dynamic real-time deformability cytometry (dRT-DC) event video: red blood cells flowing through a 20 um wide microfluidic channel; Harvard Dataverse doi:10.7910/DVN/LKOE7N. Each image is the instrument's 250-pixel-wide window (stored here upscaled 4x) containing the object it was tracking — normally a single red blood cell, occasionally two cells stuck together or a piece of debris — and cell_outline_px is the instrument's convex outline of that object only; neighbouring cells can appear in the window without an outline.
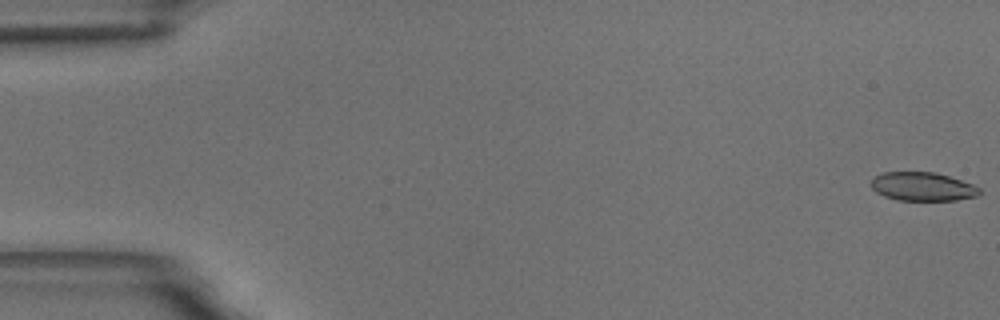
{"species": "common noctule bat (a hibernating species)", "species_latin": "Nyctalus noctula", "temperature_condition": "room temperature", "stored_images_in_passage": 54, "camera_frame_rate_fps": 3000, "um_per_image_px": 0.085, "animal": {"sex": "male", "body_mass_g": 18.8}, "frame": {"image": 1, "passage_image": 1, "time_ms": 0.0, "image_size_px": [1000, 320], "cell_outline_px": [[980, 192], [976, 196], [956, 200], [896, 200], [884, 196], [876, 192], [872, 188], [872, 180], [876, 176], [884, 172], [936, 172], [972, 184], [980, 188]], "centroid_in_image_um": [78.41, 15.86], "position_along_channel_um": 6.6, "area_um2": 17.92}}
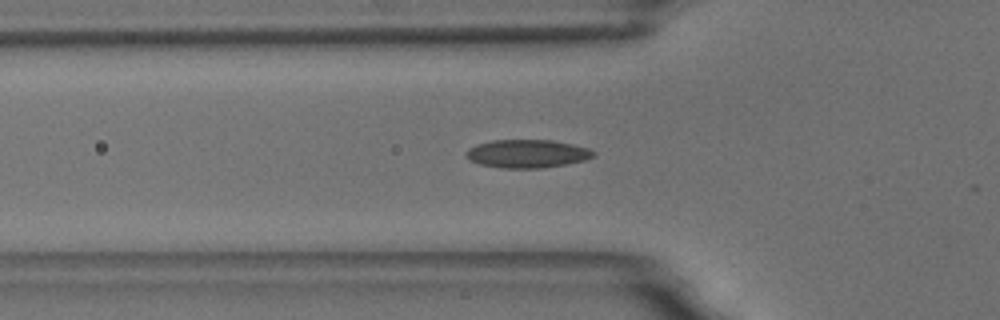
{"frame": {"image": 2, "passage_image": 20, "time_ms": 6.333, "image_size_px": [1000, 320], "cell_outline_px": [[596, 152], [592, 156], [584, 160], [544, 168], [504, 168], [480, 164], [464, 156], [464, 152], [468, 148], [476, 144], [492, 140], [552, 140], [572, 144], [588, 148]], "centroid_in_image_um": [44.77, 13.05], "position_along_channel_um": 81.0, "area_um2": 20.87}}
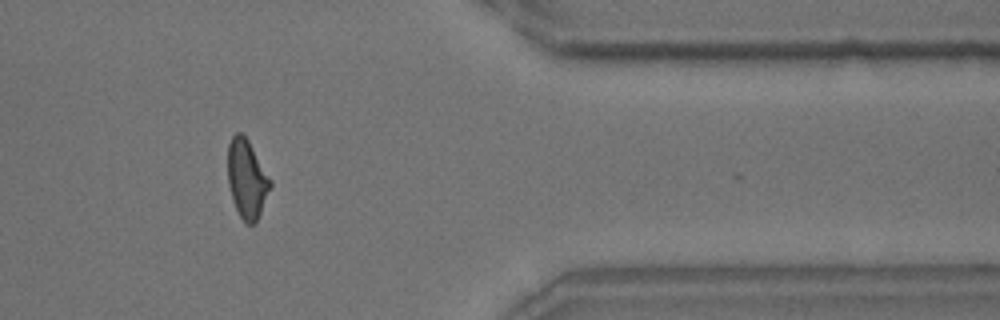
{"frame": {"image": 3, "passage_image": 48, "time_ms": 15.667, "image_size_px": [1000, 320], "cell_outline_px": [[272, 184], [256, 224], [244, 224], [232, 200], [228, 184], [228, 144], [232, 136], [236, 132], [240, 132], [248, 140], [272, 180]], "centroid_in_image_um": [20.99, 15.23], "position_along_channel_um": 390.4, "area_um2": 19.59}, "authors_computed_cell_mechanics": {"area_um2": 19.6809, "velocity_mm_per_s": 3.5299, "shape_relaxation_time_tau1_ms": 7.0956, "shape_relaxation_time_tau2_ms": 2.1961, "deformation_change_tau1": 0.1636, "deformation_change_tau2": 0.0866}}